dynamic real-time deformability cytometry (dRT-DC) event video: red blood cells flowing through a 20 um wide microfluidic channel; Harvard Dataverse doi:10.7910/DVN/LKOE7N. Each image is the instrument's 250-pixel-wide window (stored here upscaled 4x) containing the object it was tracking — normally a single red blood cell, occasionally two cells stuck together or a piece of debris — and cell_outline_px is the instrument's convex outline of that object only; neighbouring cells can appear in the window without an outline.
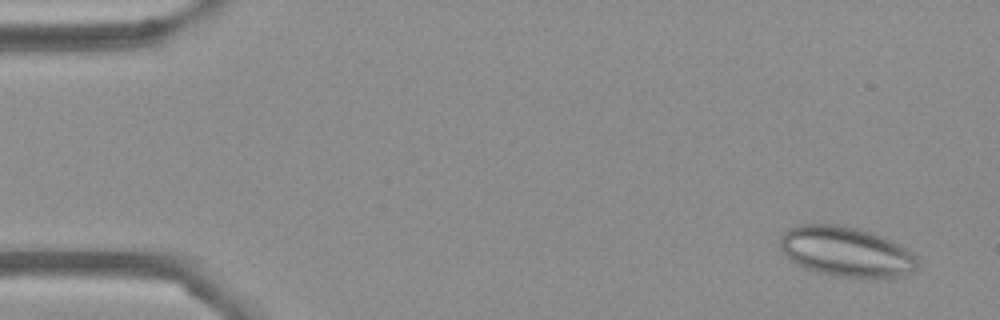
{"species": "Egyptian fruit bat (a non-hibernating species)", "species_latin": "Rousettus aegyptiacus", "temperature_condition": "cold", "stored_images_in_passage": 56, "camera_frame_rate_fps": 3000, "um_per_image_px": 0.085, "frame": {"image": 1, "passage_image": 3, "time_ms": 0.667, "image_size_px": [1000, 320], "cell_outline_px": [[916, 268], [900, 276], [876, 280], [836, 276], [812, 272], [796, 264], [780, 248], [780, 236], [788, 228], [800, 224], [840, 224], [872, 232], [892, 240], [912, 252], [916, 256]], "centroid_in_image_um": [71.91, 21.41], "position_along_channel_um": 13.1, "area_um2": 40.63}}
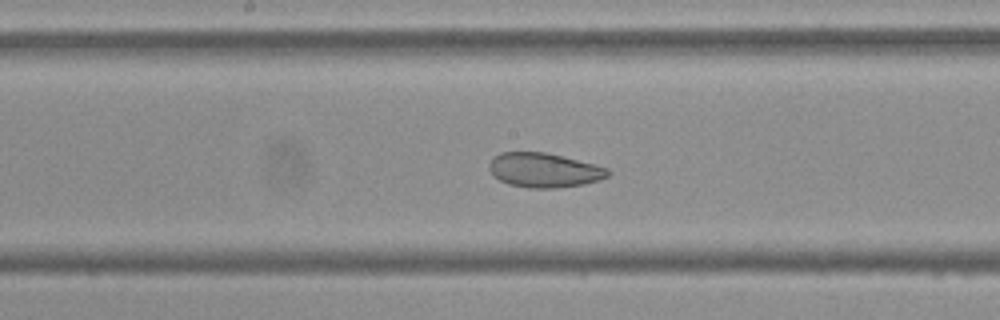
{"frame": {"image": 2, "passage_image": 28, "time_ms": 9.0, "image_size_px": [1000, 320], "cell_outline_px": [[612, 172], [608, 176], [600, 180], [584, 184], [556, 188], [528, 188], [508, 184], [500, 180], [488, 168], [488, 164], [492, 156], [500, 152], [544, 152], [608, 168]], "centroid_in_image_um": [46.23, 14.47], "position_along_channel_um": 202.0, "area_um2": 23.76}}
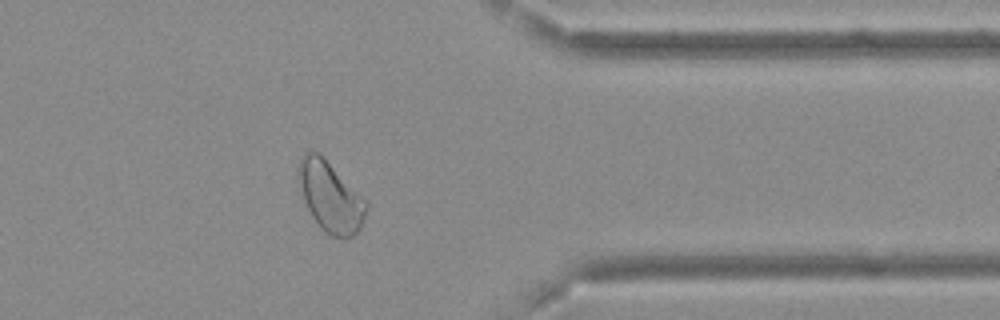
{"frame": {"image": 3, "passage_image": 44, "time_ms": 14.333, "image_size_px": [1000, 320], "cell_outline_px": [[368, 208], [360, 228], [352, 236], [344, 240], [332, 236], [324, 232], [320, 228], [312, 216], [304, 200], [296, 180], [296, 168], [304, 152], [316, 152], [368, 204]], "centroid_in_image_um": [28.02, 16.79], "position_along_channel_um": 383.4, "area_um2": 27.11}, "authors_computed_cell_mechanics": {"area_um2": 29.478, "velocity_mm_per_s": 3.6427, "shape_relaxation_time_tau1_ms": null, "shape_relaxation_time_tau2_ms": 1.5819, "deformation_change_tau1": null, "deformation_change_tau2": 0.0733}}